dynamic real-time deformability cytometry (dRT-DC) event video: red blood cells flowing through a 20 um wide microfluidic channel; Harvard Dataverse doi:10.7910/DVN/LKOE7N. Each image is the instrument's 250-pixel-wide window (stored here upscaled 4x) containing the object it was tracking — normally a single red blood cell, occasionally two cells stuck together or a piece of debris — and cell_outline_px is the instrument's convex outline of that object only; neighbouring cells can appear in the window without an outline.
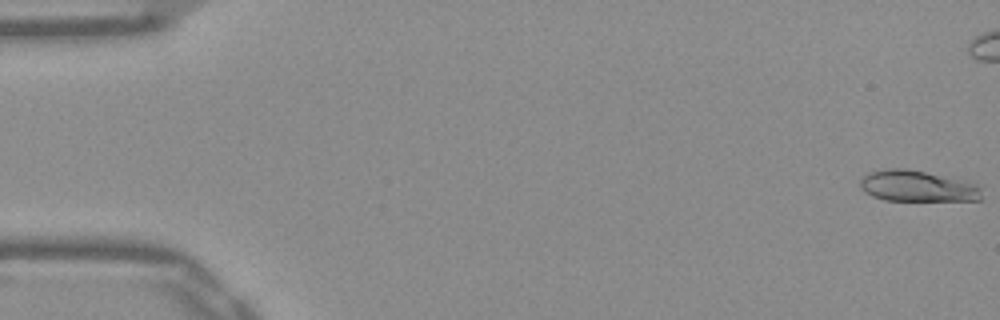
{"species": "Egyptian fruit bat (a non-hibernating species)", "species_latin": "Rousettus aegyptiacus", "temperature_condition": "warm", "stored_images_in_passage": 53, "camera_frame_rate_fps": 3000, "um_per_image_px": 0.085, "frame": {"image": 1, "passage_image": 1, "time_ms": 0.0, "image_size_px": [1000, 320], "cell_outline_px": [[980, 200], [884, 200], [872, 196], [864, 192], [860, 188], [860, 180], [864, 176], [872, 172], [888, 168], [904, 168], [924, 172], [980, 184]], "centroid_in_image_um": [77.95, 15.82], "position_along_channel_um": 7.0, "area_um2": 21.73}}
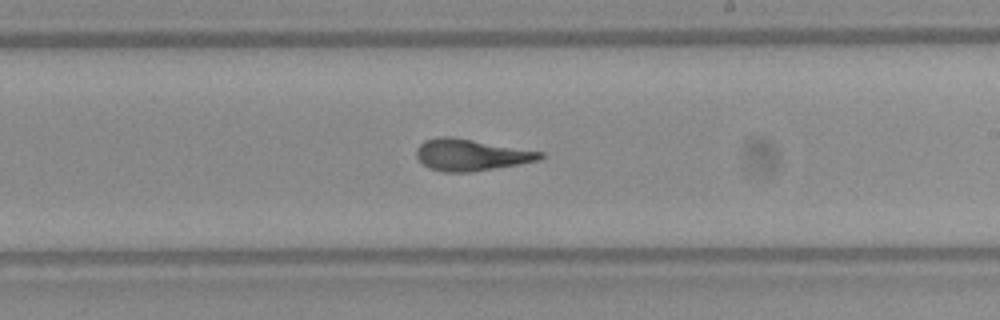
{"frame": {"image": 2, "passage_image": 31, "time_ms": 10.0, "image_size_px": [1000, 320], "cell_outline_px": [[544, 156], [540, 160], [468, 172], [444, 172], [428, 168], [416, 156], [416, 148], [424, 140], [440, 136], [452, 136], [544, 152]], "centroid_in_image_um": [40.0, 13.15], "position_along_channel_um": 249.0, "area_um2": 22.66}}
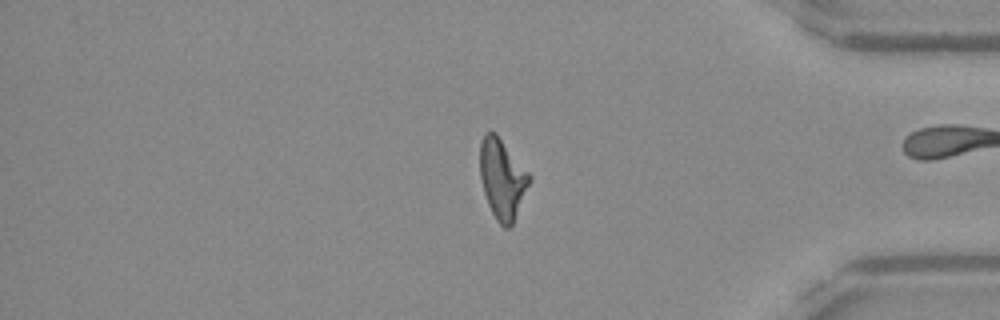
{"frame": {"image": 3, "passage_image": 44, "time_ms": 14.333, "image_size_px": [1000, 320], "cell_outline_px": [[532, 176], [512, 224], [508, 228], [504, 228], [496, 220], [488, 204], [484, 192], [480, 176], [480, 144], [484, 132], [496, 132]], "centroid_in_image_um": [42.68, 15.17], "position_along_channel_um": 392.5, "area_um2": 22.77}, "authors_computed_cell_mechanics": {"area_um2": 22.4264, "velocity_mm_per_s": 3.9027, "shape_relaxation_time_tau1_ms": 4.8608, "shape_relaxation_time_tau2_ms": 1.5469, "deformation_change_tau1": 0.2001, "deformation_change_tau2": 0.0919}}